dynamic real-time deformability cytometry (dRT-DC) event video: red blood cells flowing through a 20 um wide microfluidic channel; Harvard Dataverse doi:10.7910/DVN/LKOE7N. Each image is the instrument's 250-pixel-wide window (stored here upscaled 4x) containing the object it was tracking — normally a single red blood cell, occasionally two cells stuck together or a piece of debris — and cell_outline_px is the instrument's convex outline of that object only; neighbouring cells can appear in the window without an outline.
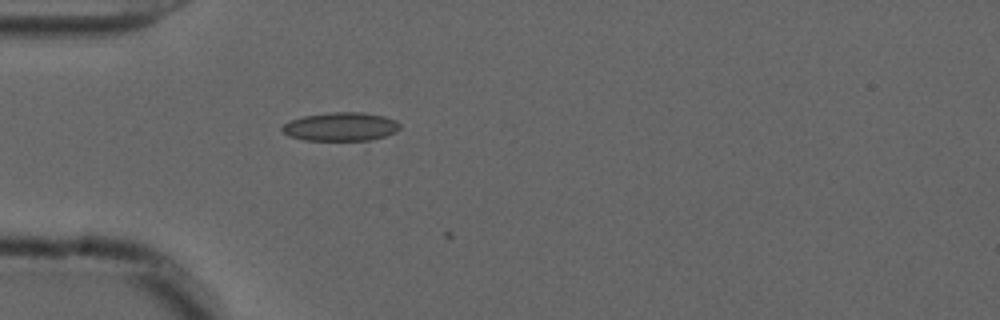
{"species": "common noctule bat (a hibernating species)", "species_latin": "Nyctalus noctula", "temperature_condition": "cold", "stored_images_in_passage": 2, "camera_frame_rate_fps": 3000, "um_per_image_px": 0.085, "animal": {"sex": "male", "forearm_length_mm": 52.5}, "frame": {"image": 1, "passage_image": 1, "time_ms": 0.0, "image_size_px": [1000, 320], "cell_outline_px": [[400, 128], [396, 132], [384, 136], [368, 140], [304, 140], [288, 136], [280, 128], [284, 124], [292, 120], [304, 116], [332, 112], [360, 112], [384, 116], [396, 120], [400, 124]], "centroid_in_image_um": [28.97, 10.77], "position_along_channel_um": 56.0, "area_um2": 19.48}}